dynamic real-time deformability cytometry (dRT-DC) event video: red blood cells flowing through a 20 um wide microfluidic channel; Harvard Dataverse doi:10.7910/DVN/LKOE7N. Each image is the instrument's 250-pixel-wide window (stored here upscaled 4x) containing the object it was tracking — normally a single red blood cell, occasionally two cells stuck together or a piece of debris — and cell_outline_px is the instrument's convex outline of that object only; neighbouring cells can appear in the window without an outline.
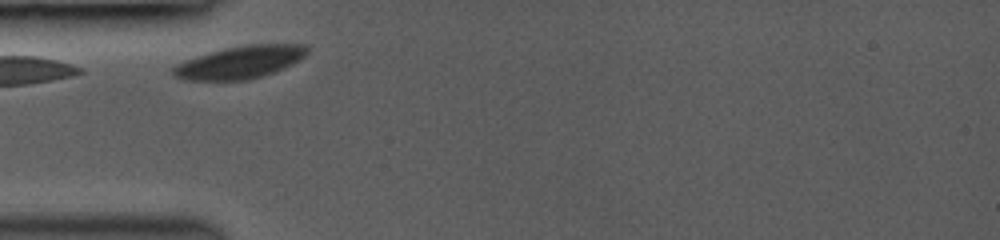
{"species": "common noctule bat (a hibernating species)", "species_latin": "Nyctalus noctula", "temperature_condition": "room temperature", "stored_images_in_passage": 3, "camera_frame_rate_fps": 3000, "um_per_image_px": 0.085, "animal": {"sex": "female", "body_mass_g": 19.0, "forearm_length_mm": 53.3}, "frame": {"image": 1, "passage_image": 1, "time_ms": 0.0, "image_size_px": [1000, 240], "cell_outline_px": [[308, 52], [300, 60], [284, 68], [248, 80], [184, 80], [172, 76], [172, 68], [176, 64], [184, 60], [196, 56], [224, 48], [248, 44], [304, 44], [308, 48]], "centroid_in_image_um": [20.37, 5.29], "position_along_channel_um": 64.6, "area_um2": 25.49}}